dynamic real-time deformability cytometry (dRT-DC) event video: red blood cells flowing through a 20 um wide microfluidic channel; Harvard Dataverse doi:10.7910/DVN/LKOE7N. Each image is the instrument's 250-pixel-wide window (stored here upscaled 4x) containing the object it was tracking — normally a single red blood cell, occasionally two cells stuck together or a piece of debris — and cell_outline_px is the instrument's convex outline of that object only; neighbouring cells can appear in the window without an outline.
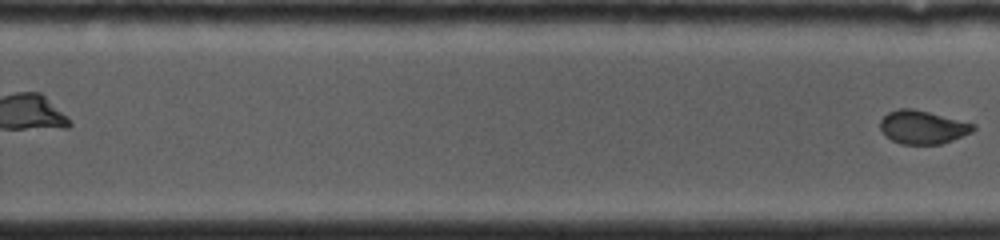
{"species": "common noctule bat (a hibernating species)", "species_latin": "Nyctalus noctula", "temperature_condition": "cold", "stored_images_in_passage": 60, "segment_of_instrument_passage": [2, 2], "camera_frame_rate_fps": 4000, "um_per_image_px": 0.085, "animal": {"sex": "female", "body_mass_g": 19.0, "forearm_length_mm": 53.3}, "frame": {"image": 1, "passage_image": 60, "time_ms": 8.75, "image_size_px": [1000, 240], "cell_outline_px": [[976, 128], [972, 132], [952, 140], [940, 144], [900, 144], [884, 136], [880, 128], [880, 120], [888, 112], [900, 108], [912, 108], [976, 124]], "centroid_in_image_um": [78.4, 10.81], "position_along_channel_um": 251.4, "area_um2": 18.09}}